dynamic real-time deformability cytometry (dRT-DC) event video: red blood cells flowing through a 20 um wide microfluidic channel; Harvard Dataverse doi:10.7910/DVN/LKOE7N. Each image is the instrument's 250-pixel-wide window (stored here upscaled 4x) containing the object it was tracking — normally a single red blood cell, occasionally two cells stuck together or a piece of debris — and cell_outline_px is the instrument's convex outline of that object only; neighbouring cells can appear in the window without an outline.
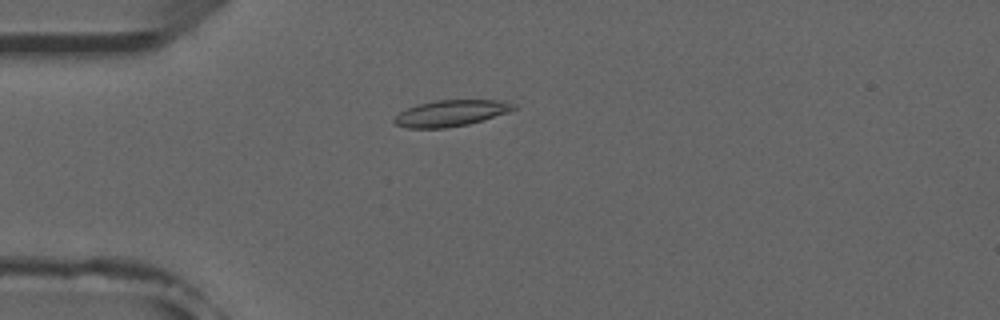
{"species": "common noctule bat (a hibernating species)", "species_latin": "Nyctalus noctula", "temperature_condition": "room temperature", "stored_images_in_passage": 52, "camera_frame_rate_fps": 3000, "um_per_image_px": 0.085, "animal": {"sex": "male", "forearm_length_mm": 52.5}, "frame": {"image": 1, "passage_image": 14, "time_ms": 4.333, "image_size_px": [1000, 320], "cell_outline_px": [[516, 108], [508, 112], [468, 124], [444, 128], [408, 128], [396, 124], [392, 120], [400, 112], [416, 104], [436, 100], [500, 100], [516, 104]], "centroid_in_image_um": [38.31, 9.61], "position_along_channel_um": 46.7, "area_um2": 18.09}}
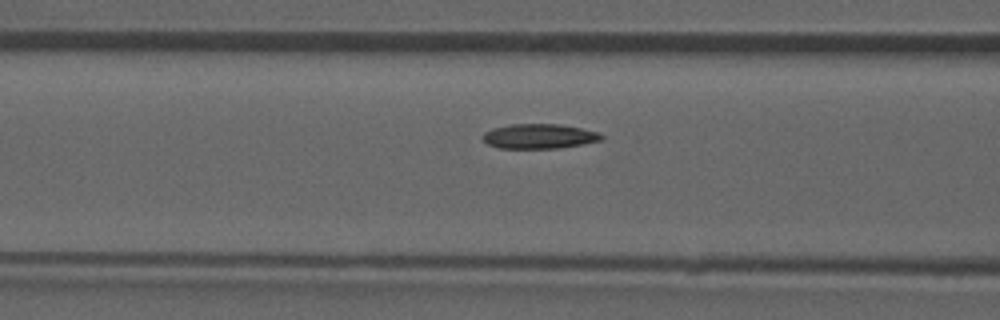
{"frame": {"image": 2, "passage_image": 21, "time_ms": 6.667, "image_size_px": [1000, 320], "cell_outline_px": [[604, 140], [584, 144], [560, 148], [500, 148], [488, 144], [480, 136], [484, 132], [492, 128], [512, 124], [560, 124], [580, 128], [596, 132], [604, 136]], "centroid_in_image_um": [45.83, 11.58], "position_along_channel_um": 120.8, "area_um2": 17.17}}
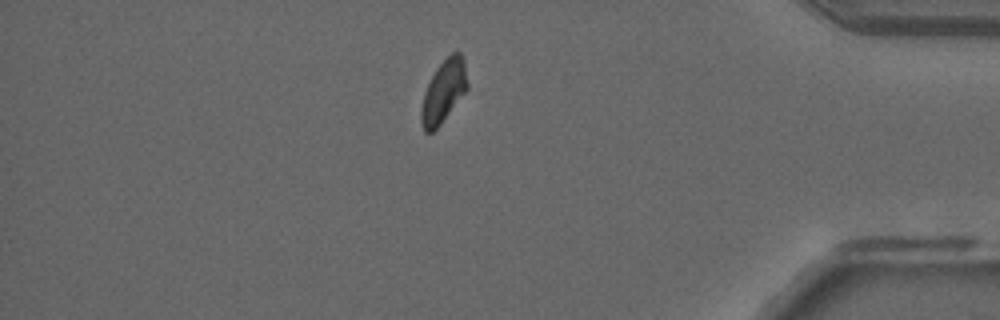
{"frame": {"image": 3, "passage_image": 45, "time_ms": 14.667, "image_size_px": [1000, 320], "cell_outline_px": [[468, 88], [440, 124], [432, 132], [424, 132], [420, 124], [420, 108], [424, 92], [436, 68], [452, 52], [460, 52], [464, 60], [468, 84]], "centroid_in_image_um": [37.68, 7.78], "position_along_channel_um": 397.5, "area_um2": 16.7}, "authors_computed_cell_mechanics": {"area_um2": 17.2244, "velocity_mm_per_s": 3.9015, "shape_relaxation_time_tau1_ms": null, "shape_relaxation_time_tau2_ms": 5.4339, "deformation_change_tau1": null, "deformation_change_tau2": 0.0854}}